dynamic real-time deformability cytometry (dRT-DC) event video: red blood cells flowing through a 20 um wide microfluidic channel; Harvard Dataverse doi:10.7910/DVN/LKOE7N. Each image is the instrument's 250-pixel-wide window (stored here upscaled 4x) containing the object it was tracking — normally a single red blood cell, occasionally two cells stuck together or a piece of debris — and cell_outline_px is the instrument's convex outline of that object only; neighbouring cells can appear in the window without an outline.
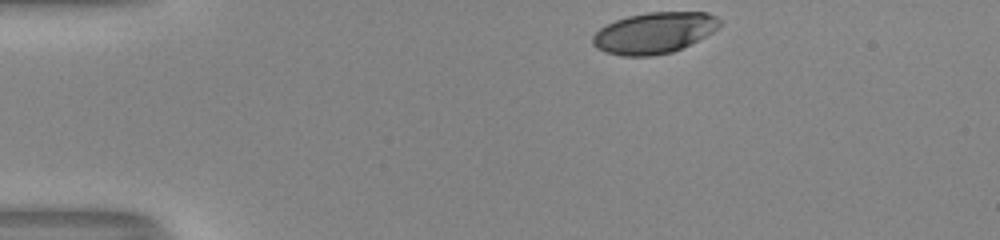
{"species": "human", "species_latin": "Homo sapiens", "temperature_condition": "room temperature", "stored_images_in_passage": 34, "camera_frame_rate_fps": 3000, "um_per_image_px": 0.085, "donor": {"sex": "male"}, "frame": {"image": 1, "passage_image": 1, "time_ms": 0.0, "image_size_px": [1000, 240], "cell_outline_px": [[720, 28], [672, 52], [652, 56], [620, 56], [604, 52], [596, 48], [592, 44], [592, 36], [600, 28], [616, 20], [628, 16], [648, 12], [708, 12], [716, 16], [720, 20]], "centroid_in_image_um": [55.58, 2.79], "position_along_channel_um": 29.4, "area_um2": 30.35}}
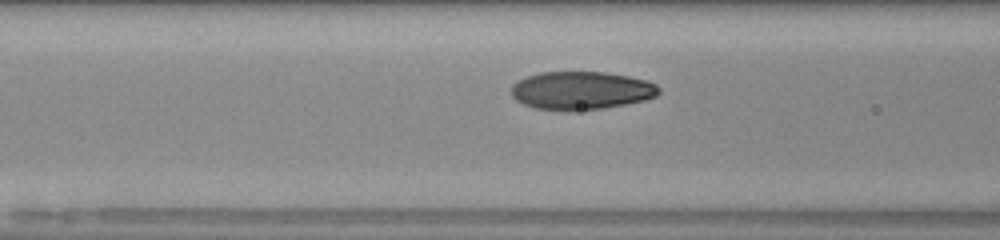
{"frame": {"image": 2, "passage_image": 13, "time_ms": 4.0, "image_size_px": [1000, 240], "cell_outline_px": [[660, 92], [656, 96], [644, 100], [604, 108], [532, 108], [516, 100], [512, 96], [512, 84], [516, 80], [540, 72], [604, 72], [628, 76], [648, 80], [656, 84], [660, 88]], "centroid_in_image_um": [49.42, 7.65], "position_along_channel_um": 117.2, "area_um2": 32.14}}
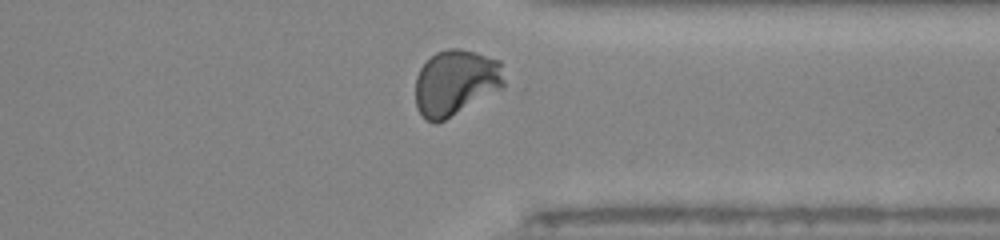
{"frame": {"image": 3, "passage_image": 32, "time_ms": 10.333, "image_size_px": [1000, 240], "cell_outline_px": [[504, 88], [444, 120], [436, 124], [424, 120], [416, 108], [416, 76], [420, 68], [436, 52], [448, 48], [460, 48], [476, 52], [500, 60], [504, 80]], "centroid_in_image_um": [38.73, 7.03], "position_along_channel_um": 372.7, "area_um2": 34.28}, "authors_computed_cell_mechanics": {"area_um2": 32.5992, "velocity_mm_per_s": 4.0583, "shape_relaxation_time_tau1_ms": 4.5767, "shape_relaxation_time_tau2_ms": null, "deformation_change_tau1": 0.2077, "deformation_change_tau2": null}}